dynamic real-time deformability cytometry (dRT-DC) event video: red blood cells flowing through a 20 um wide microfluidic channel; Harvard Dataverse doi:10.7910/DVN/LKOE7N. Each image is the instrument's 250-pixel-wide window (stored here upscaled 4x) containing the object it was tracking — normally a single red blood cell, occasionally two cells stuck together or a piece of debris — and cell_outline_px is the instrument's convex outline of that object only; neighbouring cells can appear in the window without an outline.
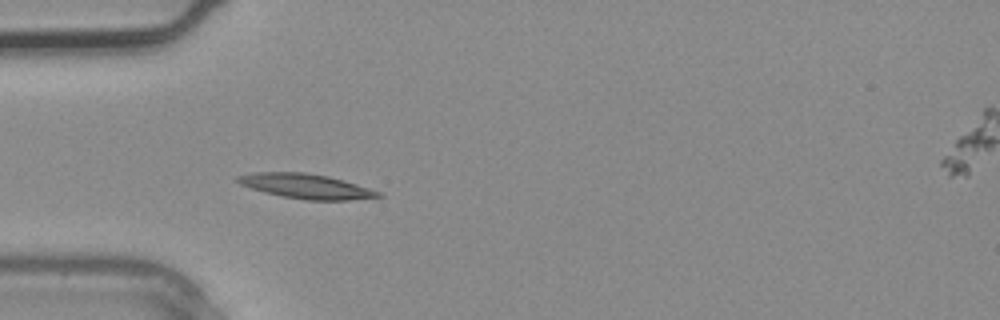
{"species": "common noctule bat (a hibernating species)", "species_latin": "Nyctalus noctula", "temperature_condition": "warm", "stored_images_in_passage": 4, "segment_of_instrument_passage": [1, 2], "camera_frame_rate_fps": 3000, "um_per_image_px": 0.085, "animal": {"sex": "male", "body_mass_g": 20.4}, "frame": {"image": 1, "passage_image": 3, "time_ms": 0.667, "image_size_px": [1000, 320], "cell_outline_px": [[384, 196], [348, 200], [308, 200], [280, 196], [264, 192], [240, 184], [236, 180], [236, 176], [252, 172], [304, 172], [328, 176], [344, 180], [380, 192]], "centroid_in_image_um": [25.98, 15.82], "position_along_channel_um": 59.0, "area_um2": 20.17}}